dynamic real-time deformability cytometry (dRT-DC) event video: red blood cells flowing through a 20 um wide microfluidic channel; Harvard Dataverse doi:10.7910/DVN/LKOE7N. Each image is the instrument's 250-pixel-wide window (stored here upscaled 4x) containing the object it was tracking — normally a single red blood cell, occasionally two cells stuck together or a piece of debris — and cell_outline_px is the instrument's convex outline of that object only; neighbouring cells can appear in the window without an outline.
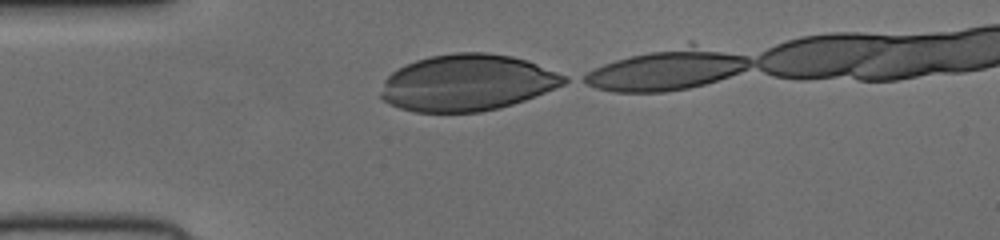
{"species": "human", "species_latin": "Homo sapiens", "temperature_condition": "cold", "stored_images_in_passage": 7, "camera_frame_rate_fps": 3000, "um_per_image_px": 0.085, "donor": {"sex": "female"}, "frame": {"image": 1, "passage_image": 1, "time_ms": 0.0, "image_size_px": [1000, 240], "cell_outline_px": [[572, 80], [564, 84], [524, 100], [500, 108], [480, 112], [416, 112], [400, 108], [388, 104], [380, 96], [380, 92], [384, 80], [392, 72], [416, 60], [432, 56], [456, 52], [488, 52], [512, 56], [528, 60], [568, 76]], "centroid_in_image_um": [39.73, 7.03], "position_along_channel_um": 45.3, "area_um2": 60.34}}